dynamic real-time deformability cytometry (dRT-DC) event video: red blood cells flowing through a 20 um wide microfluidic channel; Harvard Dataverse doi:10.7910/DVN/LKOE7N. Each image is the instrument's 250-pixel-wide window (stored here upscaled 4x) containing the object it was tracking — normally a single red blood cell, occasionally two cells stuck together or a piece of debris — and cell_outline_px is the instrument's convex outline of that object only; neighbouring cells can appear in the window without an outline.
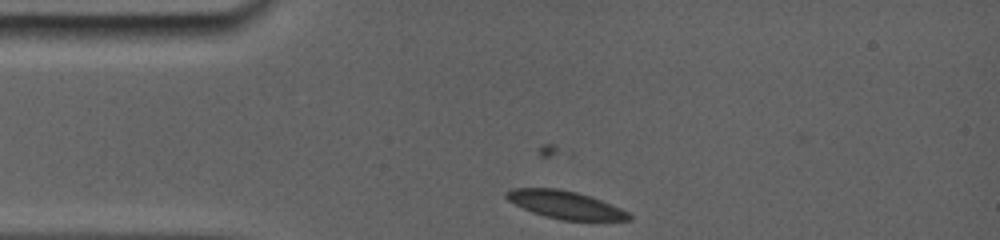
{"species": "common noctule bat (a hibernating species)", "species_latin": "Nyctalus noctula", "temperature_condition": "room temperature", "stored_images_in_passage": 63, "camera_frame_rate_fps": 5000, "um_per_image_px": 0.085, "animal": {"sex": "female", "body_mass_g": 19.0, "forearm_length_mm": 56.7}, "frame": {"image": 1, "passage_image": 1, "time_ms": 0.0, "image_size_px": [1000, 240], "cell_outline_px": [[632, 220], [560, 220], [544, 216], [532, 212], [508, 200], [504, 196], [504, 192], [512, 188], [560, 188], [576, 192], [600, 200], [620, 208], [628, 212], [632, 216]], "centroid_in_image_um": [48.02, 17.4], "position_along_channel_um": 37.0, "area_um2": 19.71}}
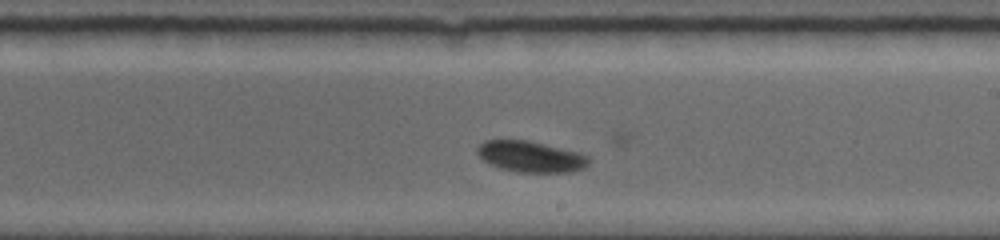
{"frame": {"image": 2, "passage_image": 33, "time_ms": 6.2, "image_size_px": [1000, 240], "cell_outline_px": [[588, 164], [584, 168], [572, 172], [516, 172], [500, 168], [488, 164], [476, 152], [476, 148], [484, 140], [528, 140], [580, 152], [588, 156]], "centroid_in_image_um": [45.1, 13.31], "position_along_channel_um": 243.9, "area_um2": 20.29}}
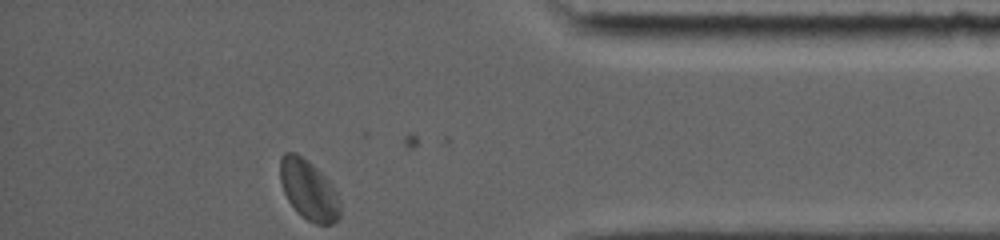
{"frame": {"image": 3, "passage_image": 61, "time_ms": 11.0, "image_size_px": [1000, 240], "cell_outline_px": [[340, 216], [332, 224], [316, 224], [308, 220], [296, 212], [288, 200], [284, 192], [280, 180], [280, 156], [284, 152], [296, 152], [308, 160], [328, 180], [336, 192], [340, 204]], "centroid_in_image_um": [26.21, 16.13], "position_along_channel_um": 409.0, "area_um2": 20.92}, "authors_computed_cell_mechanics": {"area_um2": 20.3456, "velocity_mm_per_s": 3.76, "shape_relaxation_time_tau1_ms": 3.5559, "shape_relaxation_time_tau2_ms": null, "deformation_change_tau1": 0.0802, "deformation_change_tau2": null}}